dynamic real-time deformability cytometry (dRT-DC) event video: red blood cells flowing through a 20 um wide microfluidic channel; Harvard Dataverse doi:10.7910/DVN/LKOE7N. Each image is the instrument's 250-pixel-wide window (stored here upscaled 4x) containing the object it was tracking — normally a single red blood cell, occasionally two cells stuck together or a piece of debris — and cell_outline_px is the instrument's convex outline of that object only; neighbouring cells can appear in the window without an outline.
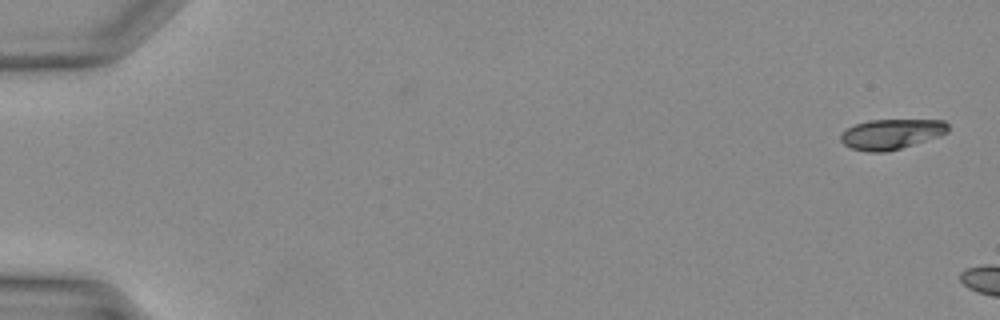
{"species": "Egyptian fruit bat (a non-hibernating species)", "species_latin": "Rousettus aegyptiacus", "temperature_condition": "warm", "stored_images_in_passage": 5, "camera_frame_rate_fps": 3000, "um_per_image_px": 0.085, "animal": {"sex": "female"}, "frame": {"image": 1, "passage_image": 1, "time_ms": 0.0, "image_size_px": [1000, 320], "cell_outline_px": [[948, 132], [940, 136], [900, 148], [884, 152], [868, 152], [852, 148], [844, 144], [840, 140], [840, 136], [848, 128], [856, 124], [868, 120], [944, 120], [948, 124]], "centroid_in_image_um": [75.78, 11.39], "position_along_channel_um": 9.2, "area_um2": 18.67}}